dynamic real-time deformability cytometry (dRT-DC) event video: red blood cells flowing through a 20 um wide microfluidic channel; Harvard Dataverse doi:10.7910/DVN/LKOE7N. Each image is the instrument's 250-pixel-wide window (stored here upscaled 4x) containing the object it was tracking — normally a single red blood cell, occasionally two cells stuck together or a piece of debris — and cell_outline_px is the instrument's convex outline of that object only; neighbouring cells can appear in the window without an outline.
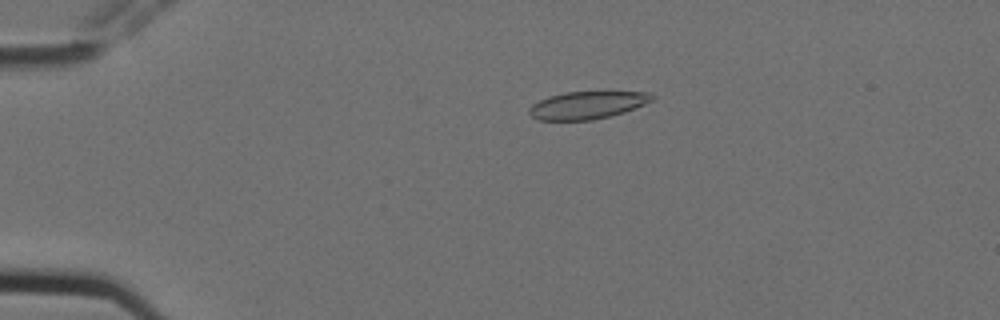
{"species": "Egyptian fruit bat (a non-hibernating species)", "species_latin": "Rousettus aegyptiacus", "temperature_condition": "cold", "stored_images_in_passage": 13, "camera_frame_rate_fps": 3000, "um_per_image_px": 0.085, "animal": {"sex": "female"}, "frame": {"image": 1, "passage_image": 2, "time_ms": 0.333, "image_size_px": [1000, 320], "cell_outline_px": [[656, 96], [652, 100], [644, 104], [624, 112], [592, 120], [540, 120], [532, 116], [528, 112], [528, 108], [532, 104], [548, 96], [564, 92], [652, 92]], "centroid_in_image_um": [49.91, 8.93], "position_along_channel_um": 35.1, "area_um2": 19.65}}
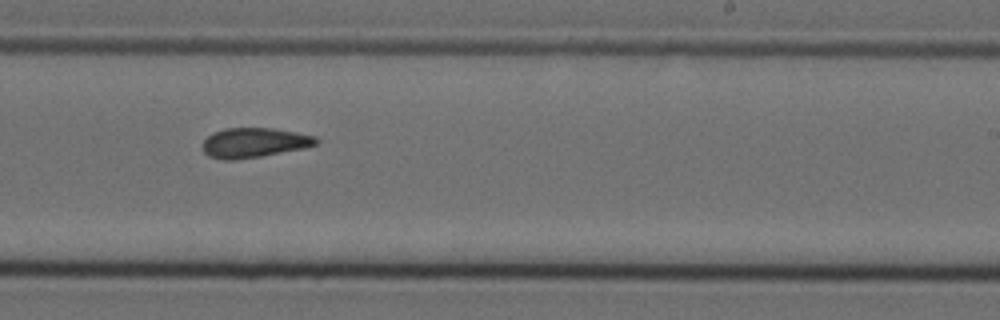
{"frame": {"image": 2, "passage_image": 8, "time_ms": 2.333, "image_size_px": [1000, 320], "cell_outline_px": [[320, 140], [316, 144], [304, 148], [260, 156], [232, 160], [224, 160], [208, 156], [204, 152], [204, 140], [212, 132], [224, 128], [272, 128], [296, 132], [316, 136]], "centroid_in_image_um": [21.6, 12.12], "position_along_channel_um": 267.4, "area_um2": 19.59}}
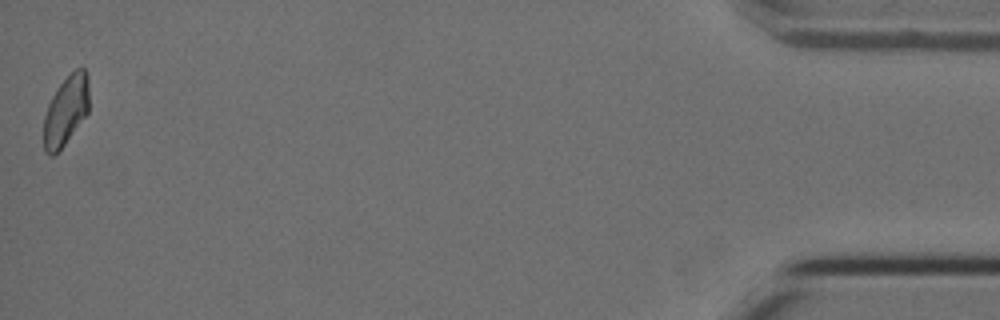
{"frame": {"image": 3, "passage_image": 13, "time_ms": 4.0, "image_size_px": [1000, 320], "cell_outline_px": [[88, 112], [64, 144], [52, 156], [48, 156], [44, 152], [44, 116], [48, 104], [52, 96], [60, 84], [76, 68], [84, 68], [88, 76]], "centroid_in_image_um": [5.59, 9.4], "position_along_channel_um": 429.6, "area_um2": 18.09}}